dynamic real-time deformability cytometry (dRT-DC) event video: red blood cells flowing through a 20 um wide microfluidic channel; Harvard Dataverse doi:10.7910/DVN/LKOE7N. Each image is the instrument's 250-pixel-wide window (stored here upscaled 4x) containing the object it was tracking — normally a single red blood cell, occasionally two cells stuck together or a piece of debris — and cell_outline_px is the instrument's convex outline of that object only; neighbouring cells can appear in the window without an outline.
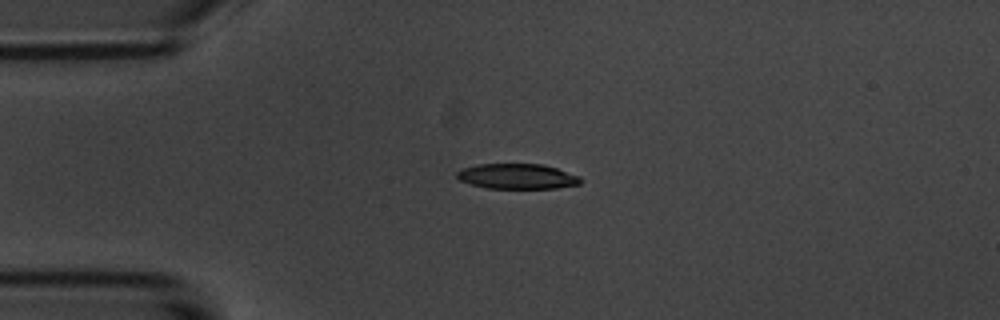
{"species": "common noctule bat (a hibernating species)", "species_latin": "Nyctalus noctula", "temperature_condition": "room temperature", "stored_images_in_passage": 4, "camera_frame_rate_fps": 3000, "um_per_image_px": 0.085, "animal": {"sex": "male", "body_mass_g": 20.1, "forearm_length_mm": 53.5}, "frame": {"image": 1, "passage_image": 3, "time_ms": 3.333, "image_size_px": [1000, 320], "cell_outline_px": [[584, 180], [580, 184], [556, 188], [488, 188], [472, 184], [460, 180], [456, 176], [456, 172], [460, 168], [476, 164], [544, 164], [580, 176]], "centroid_in_image_um": [43.97, 14.98], "position_along_channel_um": 41.0, "area_um2": 18.26}}